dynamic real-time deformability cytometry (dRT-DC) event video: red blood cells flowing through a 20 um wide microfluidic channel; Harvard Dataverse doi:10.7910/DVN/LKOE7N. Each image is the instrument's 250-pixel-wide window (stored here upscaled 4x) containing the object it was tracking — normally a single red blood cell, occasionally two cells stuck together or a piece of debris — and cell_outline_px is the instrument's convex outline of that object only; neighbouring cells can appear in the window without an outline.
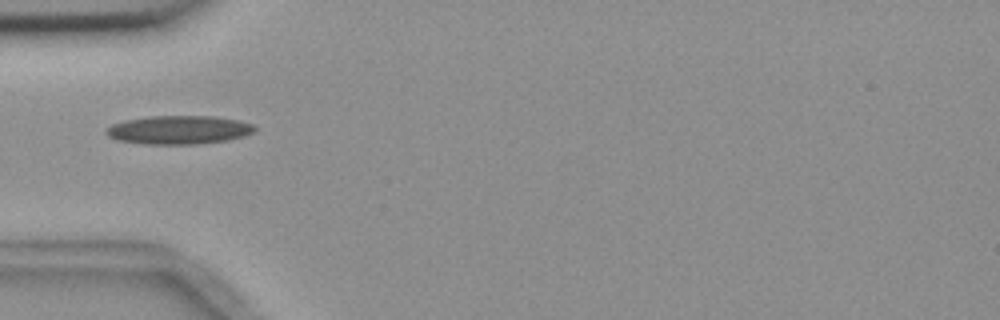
{"species": "common noctule bat (a hibernating species)", "species_latin": "Nyctalus noctula", "temperature_condition": "room temperature", "stored_images_in_passage": 1, "camera_frame_rate_fps": 3000, "um_per_image_px": 0.085, "animal": {"sex": "female", "body_mass_g": 18.4}, "frame": {"image": 1, "passage_image": 1, "time_ms": 0.0, "image_size_px": [1000, 320], "cell_outline_px": [[256, 132], [244, 136], [228, 140], [196, 144], [144, 144], [116, 140], [108, 136], [104, 132], [104, 128], [112, 124], [124, 120], [152, 116], [212, 116], [236, 120], [252, 124], [256, 128]], "centroid_in_image_um": [15.16, 11.04], "position_along_channel_um": 69.8, "area_um2": 24.85}}